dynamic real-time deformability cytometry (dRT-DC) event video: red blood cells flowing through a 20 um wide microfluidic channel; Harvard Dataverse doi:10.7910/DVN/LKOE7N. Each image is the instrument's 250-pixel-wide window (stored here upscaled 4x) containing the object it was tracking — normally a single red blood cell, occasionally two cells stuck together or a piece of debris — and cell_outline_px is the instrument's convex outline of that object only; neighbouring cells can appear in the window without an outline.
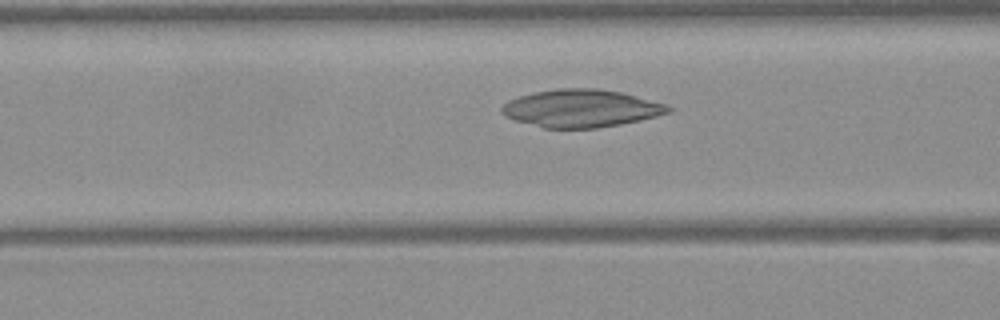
{"species": "Egyptian fruit bat (a non-hibernating species)", "species_latin": "Rousettus aegyptiacus", "temperature_condition": "warm", "stored_images_in_passage": 34, "camera_frame_rate_fps": 3000, "um_per_image_px": 0.085, "frame": {"image": 1, "passage_image": 4, "time_ms": 1.0, "image_size_px": [1000, 320], "cell_outline_px": [[672, 112], [640, 120], [620, 124], [596, 128], [544, 128], [516, 120], [504, 116], [500, 112], [500, 108], [508, 100], [520, 96], [536, 92], [556, 88], [596, 88], [620, 92], [668, 104], [672, 108]], "centroid_in_image_um": [49.4, 9.21], "position_along_channel_um": 117.2, "area_um2": 36.53}}
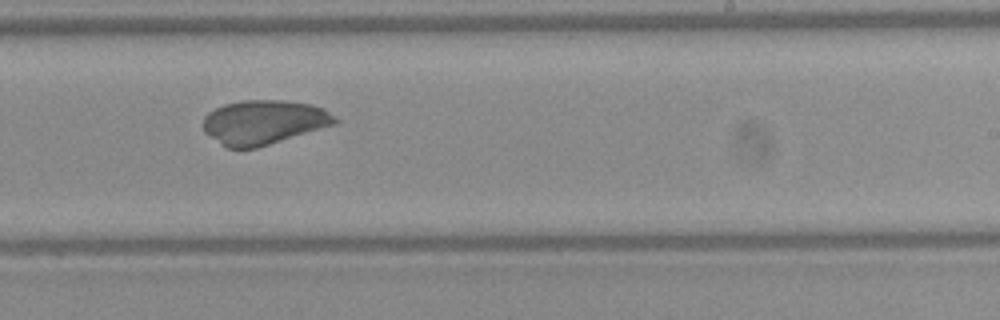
{"frame": {"image": 2, "passage_image": 15, "time_ms": 4.667, "image_size_px": [1000, 320], "cell_outline_px": [[340, 120], [336, 124], [256, 148], [228, 148], [220, 144], [204, 132], [204, 116], [208, 112], [224, 104], [244, 100], [284, 100], [312, 104], [324, 108]], "centroid_in_image_um": [22.43, 10.38], "position_along_channel_um": 266.6, "area_um2": 34.04}}
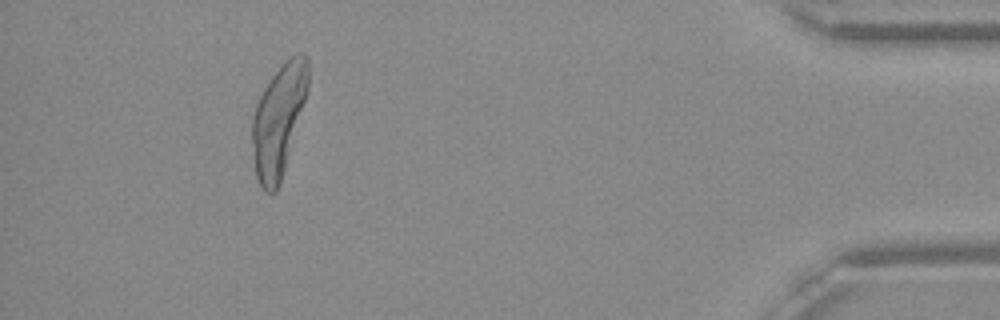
{"frame": {"image": 3, "passage_image": 30, "time_ms": 9.667, "image_size_px": [1000, 320], "cell_outline_px": [[308, 92], [280, 184], [276, 192], [268, 192], [260, 184], [256, 176], [252, 144], [252, 116], [256, 104], [264, 88], [272, 76], [288, 56], [296, 52], [304, 52], [308, 60]], "centroid_in_image_um": [23.69, 10.16], "position_along_channel_um": 411.5, "area_um2": 36.3}}